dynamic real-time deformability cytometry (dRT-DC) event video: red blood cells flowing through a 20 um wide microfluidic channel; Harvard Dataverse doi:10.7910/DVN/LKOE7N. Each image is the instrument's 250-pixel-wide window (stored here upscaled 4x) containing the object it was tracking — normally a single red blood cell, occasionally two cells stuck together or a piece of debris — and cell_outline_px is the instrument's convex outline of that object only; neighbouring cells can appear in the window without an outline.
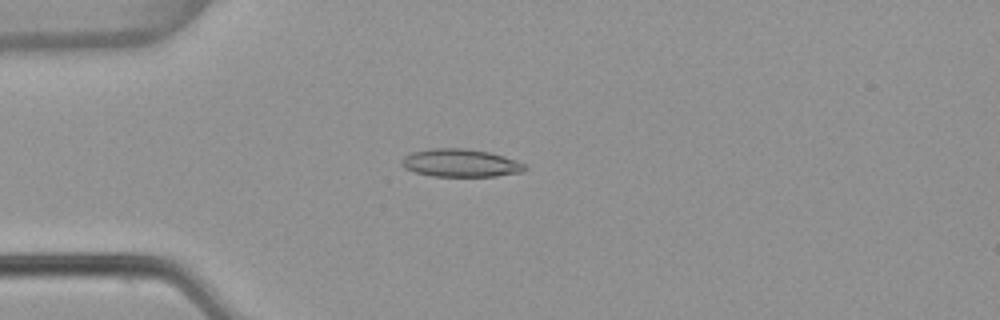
{"species": "common noctule bat (a hibernating species)", "species_latin": "Nyctalus noctula", "temperature_condition": "warm", "stored_images_in_passage": 5, "camera_frame_rate_fps": 3000, "um_per_image_px": 0.085, "animal": {"sex": "female", "body_mass_g": 22.7, "forearm_length_mm": 54.2}, "frame": {"image": 1, "passage_image": 3, "time_ms": 0.667, "image_size_px": [1000, 320], "cell_outline_px": [[528, 168], [524, 172], [496, 176], [432, 176], [416, 172], [404, 168], [400, 164], [400, 160], [404, 156], [412, 152], [432, 148], [464, 148], [488, 152], [504, 156], [524, 164]], "centroid_in_image_um": [39.13, 13.85], "position_along_channel_um": 45.9, "area_um2": 20.06}}
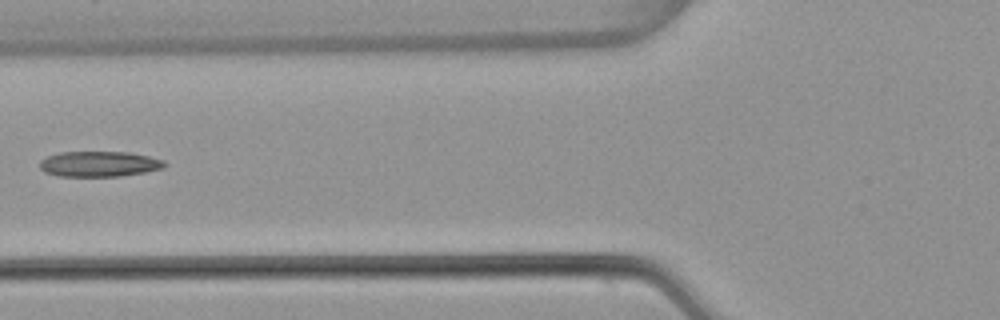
{"frame": {"image": 2, "passage_image": 5, "time_ms": 1.333, "image_size_px": [1000, 320], "cell_outline_px": [[168, 164], [164, 168], [144, 172], [120, 176], [60, 176], [44, 172], [40, 168], [40, 160], [48, 156], [60, 152], [128, 152], [148, 156], [164, 160]], "centroid_in_image_um": [8.45, 13.93], "position_along_channel_um": 117.4, "area_um2": 18.5}}